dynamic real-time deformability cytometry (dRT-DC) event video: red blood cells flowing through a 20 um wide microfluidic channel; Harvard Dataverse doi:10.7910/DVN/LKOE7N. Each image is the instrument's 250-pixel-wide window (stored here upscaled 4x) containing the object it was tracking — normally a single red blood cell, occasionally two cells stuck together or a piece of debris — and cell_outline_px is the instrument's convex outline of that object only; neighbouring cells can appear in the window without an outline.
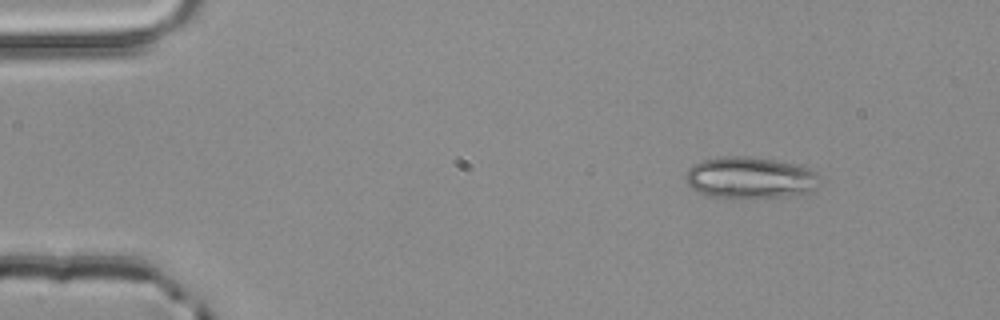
{"species": "common noctule bat (a hibernating species)", "species_latin": "Nyctalus noctula", "temperature_condition": "room temperature", "stored_images_in_passage": 3, "camera_frame_rate_fps": 3000, "um_per_image_px": 0.085, "animal": {"sex": "male", "body_mass_g": 20.4}, "frame": {"image": 1, "passage_image": 1, "time_ms": 0.0, "image_size_px": [1000, 320], "cell_outline_px": [[816, 188], [812, 192], [784, 196], [740, 200], [724, 200], [696, 192], [688, 184], [684, 176], [688, 168], [704, 160], [728, 156], [744, 156], [772, 160], [792, 164], [808, 168], [816, 172]], "centroid_in_image_um": [63.68, 15.16], "position_along_channel_um": 21.3, "area_um2": 32.77}}